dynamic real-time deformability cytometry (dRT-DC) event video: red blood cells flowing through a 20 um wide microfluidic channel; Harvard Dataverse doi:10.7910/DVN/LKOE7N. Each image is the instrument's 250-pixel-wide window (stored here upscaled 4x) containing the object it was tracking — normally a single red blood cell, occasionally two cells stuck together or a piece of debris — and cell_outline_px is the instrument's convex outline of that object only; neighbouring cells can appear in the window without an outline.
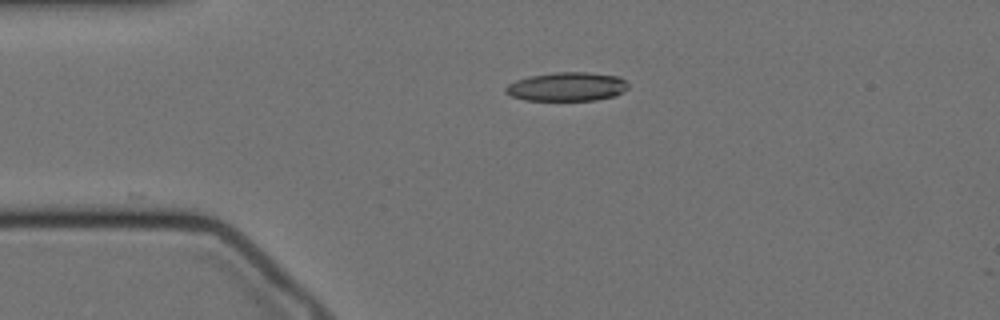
{"species": "Egyptian fruit bat (a non-hibernating species)", "species_latin": "Rousettus aegyptiacus", "temperature_condition": "cold", "stored_images_in_passage": 5, "camera_frame_rate_fps": 3000, "um_per_image_px": 0.085, "animal": {"sex": "female"}, "frame": {"image": 1, "passage_image": 1, "time_ms": 0.0, "image_size_px": [1000, 320], "cell_outline_px": [[628, 88], [624, 92], [616, 96], [596, 100], [524, 100], [512, 96], [504, 92], [504, 88], [508, 84], [516, 80], [532, 76], [552, 72], [588, 72], [620, 76], [628, 84]], "centroid_in_image_um": [48.22, 7.37], "position_along_channel_um": 36.8, "area_um2": 20.75}}